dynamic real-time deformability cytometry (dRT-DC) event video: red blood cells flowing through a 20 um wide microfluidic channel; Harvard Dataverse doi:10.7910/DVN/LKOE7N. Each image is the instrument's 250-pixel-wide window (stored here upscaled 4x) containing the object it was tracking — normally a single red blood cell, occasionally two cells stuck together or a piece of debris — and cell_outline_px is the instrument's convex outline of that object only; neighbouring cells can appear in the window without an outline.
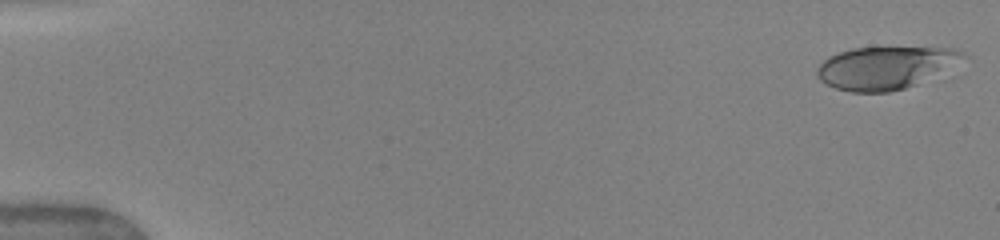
{"species": "human", "species_latin": "Homo sapiens", "temperature_condition": "warm", "stored_images_in_passage": 11, "camera_frame_rate_fps": 3000, "um_per_image_px": 0.085, "donor": {"sex": "female"}, "frame": {"image": 1, "passage_image": 1, "time_ms": 0.0, "image_size_px": [1000, 240], "cell_outline_px": [[968, 56], [904, 88], [888, 92], [852, 92], [836, 88], [820, 80], [816, 76], [816, 68], [828, 56], [852, 48], [956, 48], [964, 52]], "centroid_in_image_um": [75.14, 5.74], "position_along_channel_um": 9.9, "area_um2": 35.08}}